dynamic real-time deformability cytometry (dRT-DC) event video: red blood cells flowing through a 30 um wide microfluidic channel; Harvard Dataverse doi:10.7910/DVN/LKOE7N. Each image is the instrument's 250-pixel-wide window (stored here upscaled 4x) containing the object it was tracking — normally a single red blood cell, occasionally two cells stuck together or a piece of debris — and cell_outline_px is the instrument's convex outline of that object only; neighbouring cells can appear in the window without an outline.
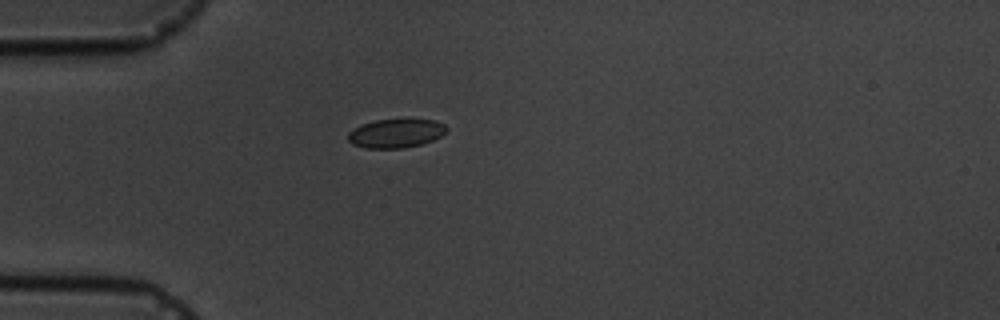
{"species": "common noctule bat (a hibernating species)", "species_latin": "Nyctalus noctula", "temperature_condition": "cold", "stored_images_in_passage": 3, "camera_frame_rate_fps": 3000, "um_per_image_px": 0.085, "animal": {"sex": "male", "body_mass_g": 19.5, "forearm_length_mm": 54.6}, "frame": {"image": 1, "passage_image": 3, "time_ms": 3.0, "image_size_px": [1000, 320], "cell_outline_px": [[448, 128], [440, 136], [432, 140], [420, 144], [404, 148], [364, 148], [352, 144], [348, 140], [348, 132], [364, 124], [376, 120], [408, 116], [436, 120], [444, 124]], "centroid_in_image_um": [33.69, 11.28], "position_along_channel_um": 51.3, "area_um2": 17.11}}